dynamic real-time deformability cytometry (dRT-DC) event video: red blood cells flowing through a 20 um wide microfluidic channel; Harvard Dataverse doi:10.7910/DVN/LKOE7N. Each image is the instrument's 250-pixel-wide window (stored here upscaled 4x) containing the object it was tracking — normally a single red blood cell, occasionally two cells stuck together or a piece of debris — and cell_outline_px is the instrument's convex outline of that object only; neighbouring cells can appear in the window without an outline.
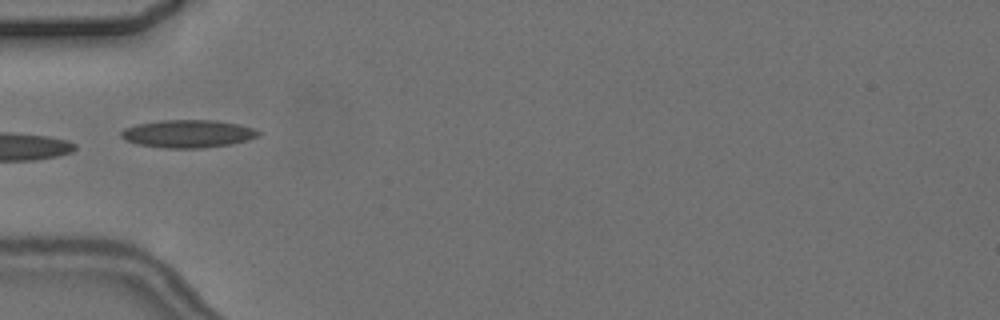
{"species": "common noctule bat (a hibernating species)", "species_latin": "Nyctalus noctula", "temperature_condition": "cold", "stored_images_in_passage": 8, "camera_frame_rate_fps": 3000, "um_per_image_px": 0.085, "animal": {"sex": "female", "body_mass_g": 24.6, "forearm_length_mm": 56.2}, "frame": {"image": 1, "passage_image": 6, "time_ms": 6.0, "image_size_px": [1000, 320], "cell_outline_px": [[264, 132], [260, 136], [248, 140], [232, 144], [204, 148], [164, 148], [136, 144], [124, 140], [120, 136], [120, 132], [124, 128], [136, 124], [160, 120], [216, 120], [240, 124]], "centroid_in_image_um": [15.99, 11.37], "position_along_channel_um": 69.0, "area_um2": 22.66}}
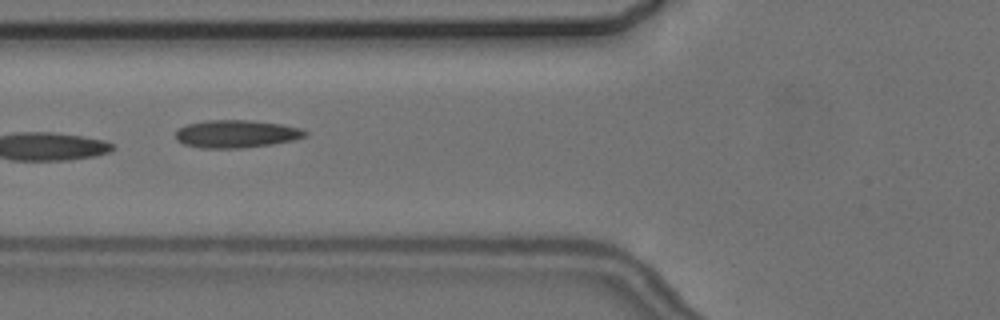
{"frame": {"image": 2, "passage_image": 7, "time_ms": 7.0, "image_size_px": [1000, 320], "cell_outline_px": [[308, 136], [292, 140], [272, 144], [240, 148], [200, 148], [184, 144], [176, 140], [176, 128], [188, 124], [208, 120], [248, 120], [280, 124], [300, 128], [308, 132]], "centroid_in_image_um": [20.06, 11.38], "position_along_channel_um": 105.7, "area_um2": 20.92}}
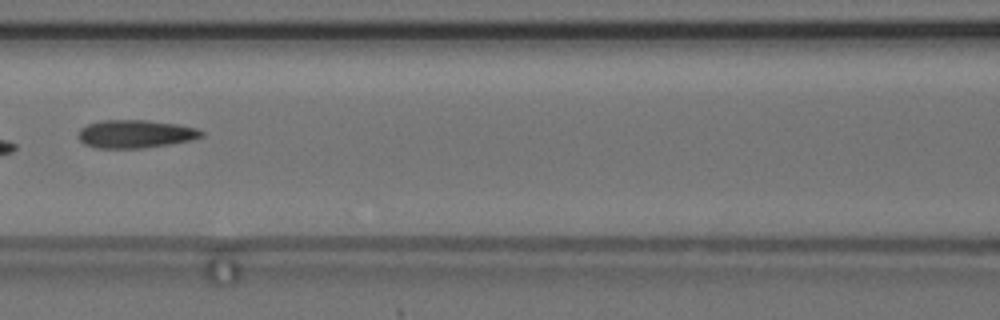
{"frame": {"image": 3, "passage_image": 8, "time_ms": 8.333, "image_size_px": [1000, 320], "cell_outline_px": [[204, 136], [192, 140], [144, 148], [96, 148], [84, 144], [80, 140], [80, 128], [88, 124], [104, 120], [148, 120], [176, 124], [196, 128], [204, 132]], "centroid_in_image_um": [11.53, 11.39], "position_along_channel_um": 155.1, "area_um2": 20.06}}